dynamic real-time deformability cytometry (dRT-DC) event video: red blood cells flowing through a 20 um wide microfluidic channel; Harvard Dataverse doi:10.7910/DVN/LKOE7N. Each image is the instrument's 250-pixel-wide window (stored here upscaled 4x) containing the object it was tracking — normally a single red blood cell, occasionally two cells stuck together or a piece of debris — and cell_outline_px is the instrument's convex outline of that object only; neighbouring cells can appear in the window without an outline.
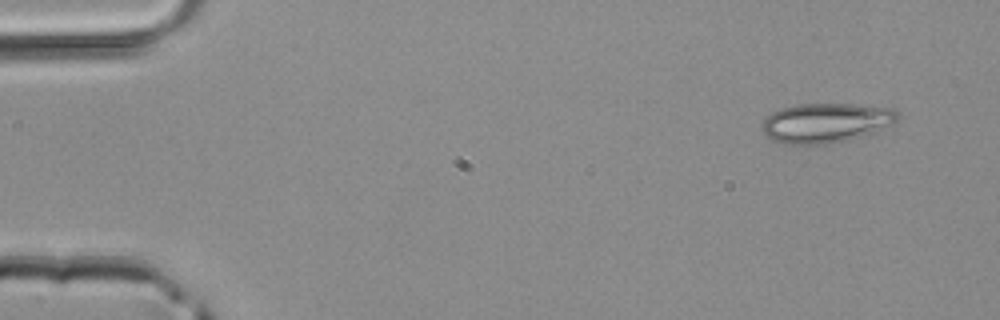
{"species": "common noctule bat (a hibernating species)", "species_latin": "Nyctalus noctula", "temperature_condition": "room temperature", "stored_images_in_passage": 3, "camera_frame_rate_fps": 3000, "um_per_image_px": 0.085, "animal": {"sex": "male", "body_mass_g": 20.4}, "frame": {"image": 1, "passage_image": 1, "time_ms": 0.0, "image_size_px": [1000, 320], "cell_outline_px": [[900, 116], [892, 124], [876, 132], [848, 140], [832, 144], [784, 144], [772, 140], [764, 132], [760, 124], [772, 112], [780, 108], [800, 104], [856, 104], [892, 108], [900, 112]], "centroid_in_image_um": [70.23, 10.44], "position_along_channel_um": 14.8, "area_um2": 31.56}}